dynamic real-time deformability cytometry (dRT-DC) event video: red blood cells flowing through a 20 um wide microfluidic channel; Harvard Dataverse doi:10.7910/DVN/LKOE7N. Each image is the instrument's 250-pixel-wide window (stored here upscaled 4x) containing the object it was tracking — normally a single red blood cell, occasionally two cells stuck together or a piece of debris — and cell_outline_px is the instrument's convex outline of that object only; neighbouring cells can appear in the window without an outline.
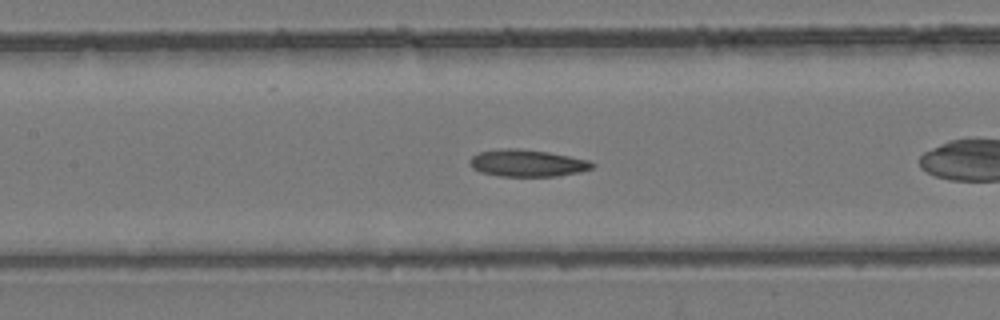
{"species": "common noctule bat (a hibernating species)", "species_latin": "Nyctalus noctula", "temperature_condition": "room temperature", "stored_images_in_passage": 30, "segment_of_instrument_passage": [1, 2], "camera_frame_rate_fps": 3000, "um_per_image_px": 0.085, "animal": {"sex": "female", "body_mass_g": 24.6, "forearm_length_mm": 56.2}, "frame": {"image": 1, "passage_image": 5, "time_ms": 1.333, "image_size_px": [1000, 320], "cell_outline_px": [[596, 164], [592, 168], [580, 172], [556, 176], [500, 176], [480, 172], [472, 168], [468, 160], [472, 156], [480, 152], [500, 148], [520, 148], [548, 152], [588, 160]], "centroid_in_image_um": [44.79, 13.86], "position_along_channel_um": 162.6, "area_um2": 19.31}}
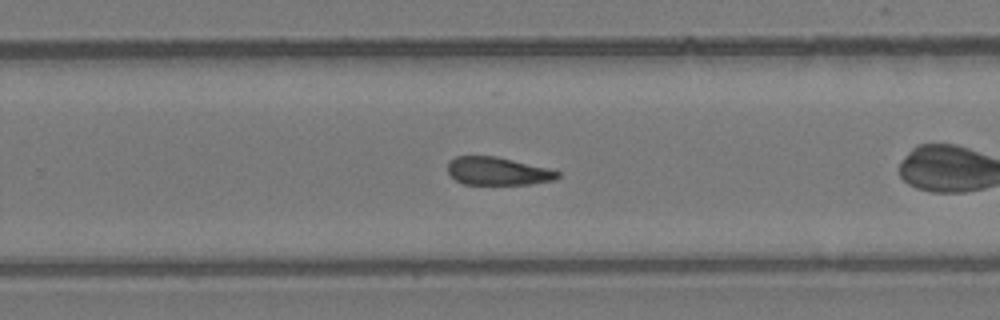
{"frame": {"image": 2, "passage_image": 13, "time_ms": 4.0, "image_size_px": [1000, 320], "cell_outline_px": [[560, 176], [556, 180], [528, 184], [464, 184], [456, 180], [448, 172], [448, 160], [456, 156], [496, 156], [548, 168], [560, 172]], "centroid_in_image_um": [42.31, 14.54], "position_along_channel_um": 287.5, "area_um2": 17.92}}
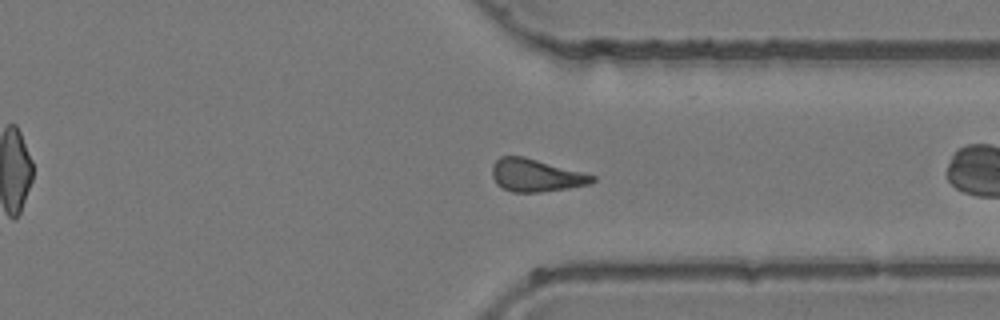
{"frame": {"image": 3, "passage_image": 18, "time_ms": 5.667, "image_size_px": [1000, 320], "cell_outline_px": [[596, 180], [592, 184], [568, 188], [540, 192], [512, 192], [496, 184], [492, 176], [492, 164], [500, 156], [524, 156], [596, 176]], "centroid_in_image_um": [45.54, 14.9], "position_along_channel_um": 365.9, "area_um2": 19.07}}